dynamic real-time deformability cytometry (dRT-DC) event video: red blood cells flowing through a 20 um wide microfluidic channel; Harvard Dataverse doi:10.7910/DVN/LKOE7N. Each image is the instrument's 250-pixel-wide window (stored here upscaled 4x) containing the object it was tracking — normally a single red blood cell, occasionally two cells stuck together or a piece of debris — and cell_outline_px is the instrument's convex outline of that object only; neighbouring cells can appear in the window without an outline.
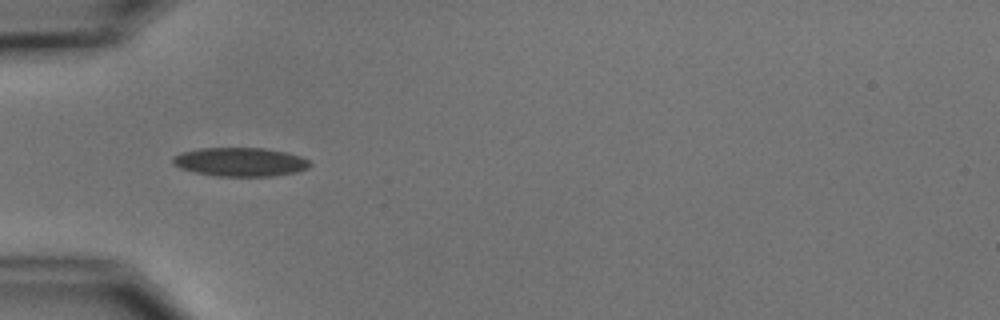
{"species": "common noctule bat (a hibernating species)", "species_latin": "Nyctalus noctula", "temperature_condition": "cold", "stored_images_in_passage": 6, "camera_frame_rate_fps": 3000, "um_per_image_px": 0.085, "animal": {"sex": "male", "body_mass_g": 15.6}, "frame": {"image": 1, "passage_image": 5, "time_ms": 5.667, "image_size_px": [1000, 320], "cell_outline_px": [[312, 164], [308, 168], [296, 172], [272, 176], [216, 176], [196, 172], [180, 168], [172, 164], [172, 156], [184, 152], [200, 148], [264, 148], [284, 152], [300, 156], [308, 160]], "centroid_in_image_um": [20.41, 13.77], "position_along_channel_um": 64.6, "area_um2": 22.89}}